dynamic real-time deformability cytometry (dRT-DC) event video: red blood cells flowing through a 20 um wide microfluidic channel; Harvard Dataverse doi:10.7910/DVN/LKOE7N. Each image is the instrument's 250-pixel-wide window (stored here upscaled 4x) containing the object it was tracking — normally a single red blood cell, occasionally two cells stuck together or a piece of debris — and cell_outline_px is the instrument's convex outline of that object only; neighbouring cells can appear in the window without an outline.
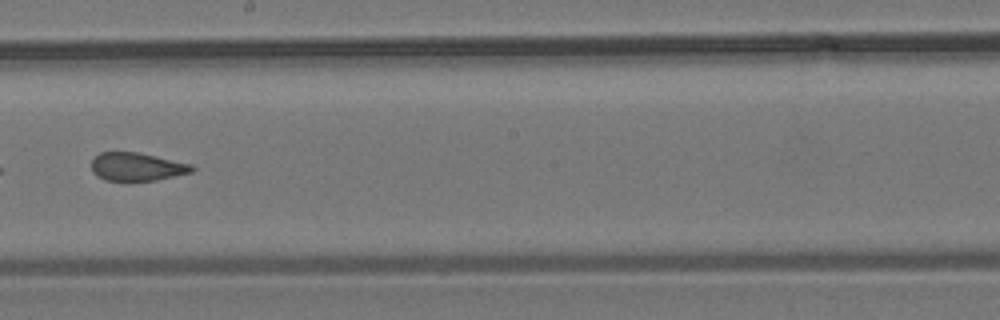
{"species": "common noctule bat (a hibernating species)", "species_latin": "Nyctalus noctula", "temperature_condition": "room temperature", "stored_images_in_passage": 10, "camera_frame_rate_fps": 3000, "um_per_image_px": 0.085, "animal": {"sex": "male", "body_mass_g": 19.2, "forearm_length_mm": 51.8}, "frame": {"image": 1, "passage_image": 9, "time_ms": 9.333, "image_size_px": [1000, 320], "cell_outline_px": [[196, 168], [192, 172], [156, 180], [104, 180], [96, 176], [92, 172], [92, 160], [100, 152], [136, 152], [192, 164]], "centroid_in_image_um": [11.63, 14.17], "position_along_channel_um": 236.6, "area_um2": 16.36}}
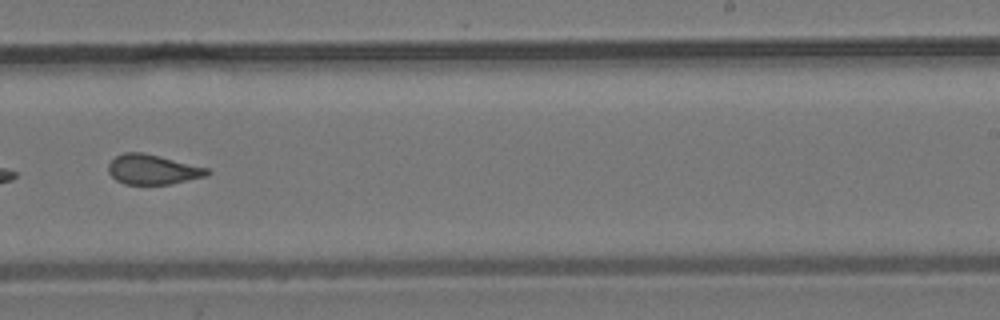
{"frame": {"image": 2, "passage_image": 10, "time_ms": 10.333, "image_size_px": [1000, 320], "cell_outline_px": [[212, 172], [208, 176], [172, 184], [124, 184], [116, 180], [108, 172], [108, 164], [116, 156], [124, 152], [140, 152], [160, 156], [208, 168]], "centroid_in_image_um": [13.0, 14.41], "position_along_channel_um": 276.0, "area_um2": 17.28}}